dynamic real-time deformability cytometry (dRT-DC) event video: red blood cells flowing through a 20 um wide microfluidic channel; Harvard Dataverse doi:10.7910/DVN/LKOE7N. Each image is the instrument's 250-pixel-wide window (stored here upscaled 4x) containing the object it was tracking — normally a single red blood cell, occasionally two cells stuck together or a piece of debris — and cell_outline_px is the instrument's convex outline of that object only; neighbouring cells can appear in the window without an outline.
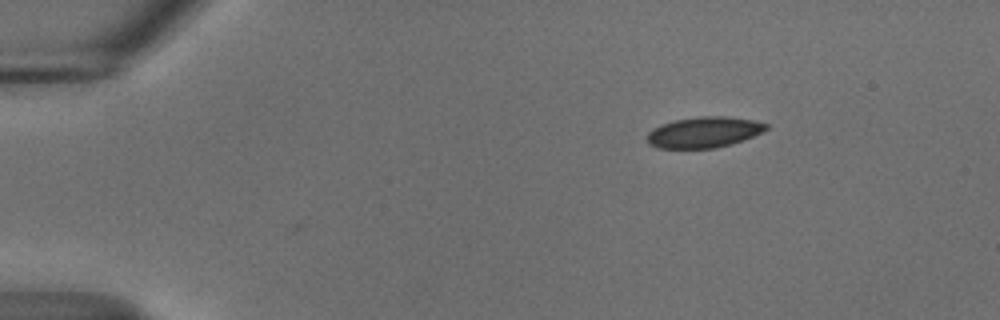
{"species": "common noctule bat (a hibernating species)", "species_latin": "Nyctalus noctula", "temperature_condition": "cold", "stored_images_in_passage": 40, "camera_frame_rate_fps": 3000, "um_per_image_px": 0.085, "animal": {"sex": "male", "body_mass_g": 18.8}, "frame": {"image": 1, "passage_image": 1, "time_ms": 0.0, "image_size_px": [1000, 320], "cell_outline_px": [[768, 128], [744, 140], [732, 144], [716, 148], [656, 148], [648, 144], [648, 132], [652, 128], [660, 124], [676, 120], [696, 116], [728, 116], [752, 120], [768, 124]], "centroid_in_image_um": [59.81, 11.24], "position_along_channel_um": 25.2, "area_um2": 21.44}}
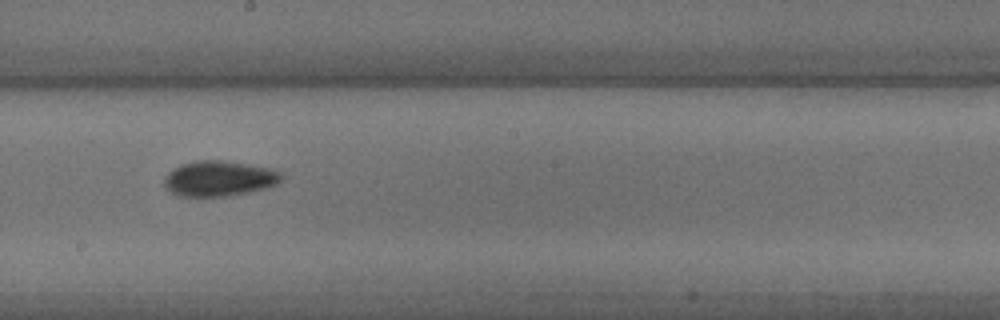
{"frame": {"image": 2, "passage_image": 24, "time_ms": 7.667, "image_size_px": [1000, 320], "cell_outline_px": [[284, 176], [276, 184], [268, 188], [248, 192], [224, 196], [180, 196], [164, 188], [164, 176], [172, 168], [180, 164], [196, 160], [224, 160], [272, 168], [280, 172]], "centroid_in_image_um": [18.61, 15.16], "position_along_channel_um": 229.6, "area_um2": 24.39}}
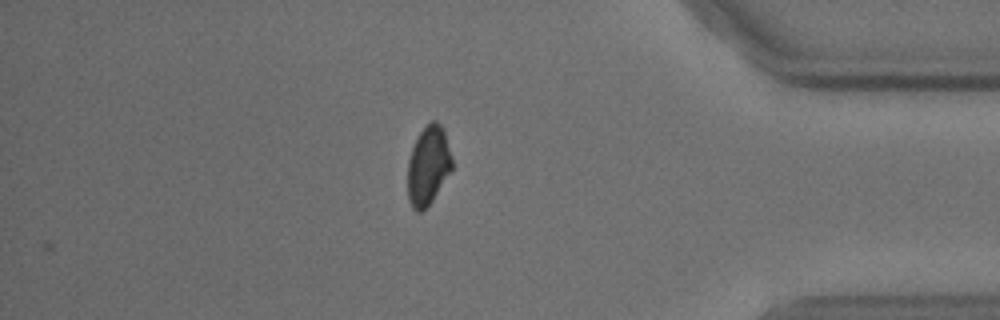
{"frame": {"image": 3, "passage_image": 40, "time_ms": 13.0, "image_size_px": [1000, 320], "cell_outline_px": [[452, 168], [432, 200], [420, 212], [416, 212], [412, 208], [408, 196], [408, 160], [412, 148], [420, 132], [432, 120], [436, 120], [444, 128], [452, 160]], "centroid_in_image_um": [36.39, 14.05], "position_along_channel_um": 398.8, "area_um2": 20.06}, "authors_computed_cell_mechanics": {"area_um2": 22.0218, "velocity_mm_per_s": 3.6843, "shape_relaxation_time_tau1_ms": 4.2328, "shape_relaxation_time_tau2_ms": null, "deformation_change_tau1": 0.0772, "deformation_change_tau2": null}}